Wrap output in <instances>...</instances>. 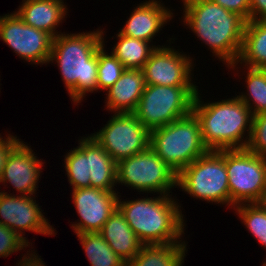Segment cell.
Returning a JSON list of instances; mask_svg holds the SVG:
<instances>
[{
  "mask_svg": "<svg viewBox=\"0 0 266 266\" xmlns=\"http://www.w3.org/2000/svg\"><path fill=\"white\" fill-rule=\"evenodd\" d=\"M103 30L58 34L53 38L48 63H57L62 81L74 105L97 91L98 49L105 44Z\"/></svg>",
  "mask_w": 266,
  "mask_h": 266,
  "instance_id": "1",
  "label": "cell"
},
{
  "mask_svg": "<svg viewBox=\"0 0 266 266\" xmlns=\"http://www.w3.org/2000/svg\"><path fill=\"white\" fill-rule=\"evenodd\" d=\"M183 24L205 43L226 67L238 61L246 20L211 0H182Z\"/></svg>",
  "mask_w": 266,
  "mask_h": 266,
  "instance_id": "2",
  "label": "cell"
},
{
  "mask_svg": "<svg viewBox=\"0 0 266 266\" xmlns=\"http://www.w3.org/2000/svg\"><path fill=\"white\" fill-rule=\"evenodd\" d=\"M199 94L197 90L192 111L200 122L202 140L208 150L245 149L253 119L250 109L237 96L204 103Z\"/></svg>",
  "mask_w": 266,
  "mask_h": 266,
  "instance_id": "3",
  "label": "cell"
},
{
  "mask_svg": "<svg viewBox=\"0 0 266 266\" xmlns=\"http://www.w3.org/2000/svg\"><path fill=\"white\" fill-rule=\"evenodd\" d=\"M171 196L159 194L128 201H121V196L118 197L117 208L143 244L183 241L184 214L180 204Z\"/></svg>",
  "mask_w": 266,
  "mask_h": 266,
  "instance_id": "4",
  "label": "cell"
},
{
  "mask_svg": "<svg viewBox=\"0 0 266 266\" xmlns=\"http://www.w3.org/2000/svg\"><path fill=\"white\" fill-rule=\"evenodd\" d=\"M150 148L177 175L209 151L203 143L200 122L193 111L151 130Z\"/></svg>",
  "mask_w": 266,
  "mask_h": 266,
  "instance_id": "5",
  "label": "cell"
},
{
  "mask_svg": "<svg viewBox=\"0 0 266 266\" xmlns=\"http://www.w3.org/2000/svg\"><path fill=\"white\" fill-rule=\"evenodd\" d=\"M177 186L191 197L230 206L225 150L208 151L177 176Z\"/></svg>",
  "mask_w": 266,
  "mask_h": 266,
  "instance_id": "6",
  "label": "cell"
},
{
  "mask_svg": "<svg viewBox=\"0 0 266 266\" xmlns=\"http://www.w3.org/2000/svg\"><path fill=\"white\" fill-rule=\"evenodd\" d=\"M198 86L146 85L133 114L150 131L193 110Z\"/></svg>",
  "mask_w": 266,
  "mask_h": 266,
  "instance_id": "7",
  "label": "cell"
},
{
  "mask_svg": "<svg viewBox=\"0 0 266 266\" xmlns=\"http://www.w3.org/2000/svg\"><path fill=\"white\" fill-rule=\"evenodd\" d=\"M117 184L138 192L168 195L177 187V174L149 147L117 162Z\"/></svg>",
  "mask_w": 266,
  "mask_h": 266,
  "instance_id": "8",
  "label": "cell"
},
{
  "mask_svg": "<svg viewBox=\"0 0 266 266\" xmlns=\"http://www.w3.org/2000/svg\"><path fill=\"white\" fill-rule=\"evenodd\" d=\"M230 206L255 203L266 188V157L245 149L225 150Z\"/></svg>",
  "mask_w": 266,
  "mask_h": 266,
  "instance_id": "9",
  "label": "cell"
},
{
  "mask_svg": "<svg viewBox=\"0 0 266 266\" xmlns=\"http://www.w3.org/2000/svg\"><path fill=\"white\" fill-rule=\"evenodd\" d=\"M107 124L91 136L118 161L150 147V130L133 113H114Z\"/></svg>",
  "mask_w": 266,
  "mask_h": 266,
  "instance_id": "10",
  "label": "cell"
},
{
  "mask_svg": "<svg viewBox=\"0 0 266 266\" xmlns=\"http://www.w3.org/2000/svg\"><path fill=\"white\" fill-rule=\"evenodd\" d=\"M0 39L21 60L36 65L48 64L53 37L45 31L26 25L15 11L0 16Z\"/></svg>",
  "mask_w": 266,
  "mask_h": 266,
  "instance_id": "11",
  "label": "cell"
},
{
  "mask_svg": "<svg viewBox=\"0 0 266 266\" xmlns=\"http://www.w3.org/2000/svg\"><path fill=\"white\" fill-rule=\"evenodd\" d=\"M35 198V195L15 196L5 190L0 192V223L13 230L29 245V240L23 237L25 230L48 236L56 234Z\"/></svg>",
  "mask_w": 266,
  "mask_h": 266,
  "instance_id": "12",
  "label": "cell"
},
{
  "mask_svg": "<svg viewBox=\"0 0 266 266\" xmlns=\"http://www.w3.org/2000/svg\"><path fill=\"white\" fill-rule=\"evenodd\" d=\"M172 47L162 45L151 53L142 69L146 85L196 86L193 59Z\"/></svg>",
  "mask_w": 266,
  "mask_h": 266,
  "instance_id": "13",
  "label": "cell"
},
{
  "mask_svg": "<svg viewBox=\"0 0 266 266\" xmlns=\"http://www.w3.org/2000/svg\"><path fill=\"white\" fill-rule=\"evenodd\" d=\"M118 193L94 187L72 189V202L80 216L71 225L74 233L99 232L117 208Z\"/></svg>",
  "mask_w": 266,
  "mask_h": 266,
  "instance_id": "14",
  "label": "cell"
},
{
  "mask_svg": "<svg viewBox=\"0 0 266 266\" xmlns=\"http://www.w3.org/2000/svg\"><path fill=\"white\" fill-rule=\"evenodd\" d=\"M21 142L9 155L0 183H8L19 195H36L43 168L42 160L35 156L31 146ZM40 176V177H39Z\"/></svg>",
  "mask_w": 266,
  "mask_h": 266,
  "instance_id": "15",
  "label": "cell"
},
{
  "mask_svg": "<svg viewBox=\"0 0 266 266\" xmlns=\"http://www.w3.org/2000/svg\"><path fill=\"white\" fill-rule=\"evenodd\" d=\"M132 11L119 33L146 42H153V37L174 17L160 0L142 2Z\"/></svg>",
  "mask_w": 266,
  "mask_h": 266,
  "instance_id": "16",
  "label": "cell"
},
{
  "mask_svg": "<svg viewBox=\"0 0 266 266\" xmlns=\"http://www.w3.org/2000/svg\"><path fill=\"white\" fill-rule=\"evenodd\" d=\"M20 5L15 12L26 25L45 31L53 38L61 34L56 29L68 15L63 0H23Z\"/></svg>",
  "mask_w": 266,
  "mask_h": 266,
  "instance_id": "17",
  "label": "cell"
},
{
  "mask_svg": "<svg viewBox=\"0 0 266 266\" xmlns=\"http://www.w3.org/2000/svg\"><path fill=\"white\" fill-rule=\"evenodd\" d=\"M141 69H125L121 77L106 92L105 106L113 113H133L145 88Z\"/></svg>",
  "mask_w": 266,
  "mask_h": 266,
  "instance_id": "18",
  "label": "cell"
},
{
  "mask_svg": "<svg viewBox=\"0 0 266 266\" xmlns=\"http://www.w3.org/2000/svg\"><path fill=\"white\" fill-rule=\"evenodd\" d=\"M78 143V147L88 157L90 187L116 191L117 163L91 135L81 137Z\"/></svg>",
  "mask_w": 266,
  "mask_h": 266,
  "instance_id": "19",
  "label": "cell"
},
{
  "mask_svg": "<svg viewBox=\"0 0 266 266\" xmlns=\"http://www.w3.org/2000/svg\"><path fill=\"white\" fill-rule=\"evenodd\" d=\"M98 233L126 264L137 255L143 245L118 208Z\"/></svg>",
  "mask_w": 266,
  "mask_h": 266,
  "instance_id": "20",
  "label": "cell"
},
{
  "mask_svg": "<svg viewBox=\"0 0 266 266\" xmlns=\"http://www.w3.org/2000/svg\"><path fill=\"white\" fill-rule=\"evenodd\" d=\"M240 62L243 68L266 69V21H246L242 49L236 63L228 69H235ZM245 63V64H244Z\"/></svg>",
  "mask_w": 266,
  "mask_h": 266,
  "instance_id": "21",
  "label": "cell"
},
{
  "mask_svg": "<svg viewBox=\"0 0 266 266\" xmlns=\"http://www.w3.org/2000/svg\"><path fill=\"white\" fill-rule=\"evenodd\" d=\"M187 244H143L137 255L126 266H183Z\"/></svg>",
  "mask_w": 266,
  "mask_h": 266,
  "instance_id": "22",
  "label": "cell"
},
{
  "mask_svg": "<svg viewBox=\"0 0 266 266\" xmlns=\"http://www.w3.org/2000/svg\"><path fill=\"white\" fill-rule=\"evenodd\" d=\"M118 42L111 53L123 64L126 69H143L145 63L150 58L151 53L160 45H150L140 39L130 36L116 34Z\"/></svg>",
  "mask_w": 266,
  "mask_h": 266,
  "instance_id": "23",
  "label": "cell"
},
{
  "mask_svg": "<svg viewBox=\"0 0 266 266\" xmlns=\"http://www.w3.org/2000/svg\"><path fill=\"white\" fill-rule=\"evenodd\" d=\"M76 236L91 266H126L98 232L79 233Z\"/></svg>",
  "mask_w": 266,
  "mask_h": 266,
  "instance_id": "24",
  "label": "cell"
},
{
  "mask_svg": "<svg viewBox=\"0 0 266 266\" xmlns=\"http://www.w3.org/2000/svg\"><path fill=\"white\" fill-rule=\"evenodd\" d=\"M246 74L247 92L237 97L250 109L253 116L266 113V69L249 68Z\"/></svg>",
  "mask_w": 266,
  "mask_h": 266,
  "instance_id": "25",
  "label": "cell"
},
{
  "mask_svg": "<svg viewBox=\"0 0 266 266\" xmlns=\"http://www.w3.org/2000/svg\"><path fill=\"white\" fill-rule=\"evenodd\" d=\"M69 151L64 158V168L71 188L90 187L88 157L78 146Z\"/></svg>",
  "mask_w": 266,
  "mask_h": 266,
  "instance_id": "26",
  "label": "cell"
},
{
  "mask_svg": "<svg viewBox=\"0 0 266 266\" xmlns=\"http://www.w3.org/2000/svg\"><path fill=\"white\" fill-rule=\"evenodd\" d=\"M233 210L246 229L266 248V212L256 203L239 204Z\"/></svg>",
  "mask_w": 266,
  "mask_h": 266,
  "instance_id": "27",
  "label": "cell"
},
{
  "mask_svg": "<svg viewBox=\"0 0 266 266\" xmlns=\"http://www.w3.org/2000/svg\"><path fill=\"white\" fill-rule=\"evenodd\" d=\"M103 44L98 49V80L97 91H107L121 77L126 69L123 64L112 54L104 50Z\"/></svg>",
  "mask_w": 266,
  "mask_h": 266,
  "instance_id": "28",
  "label": "cell"
},
{
  "mask_svg": "<svg viewBox=\"0 0 266 266\" xmlns=\"http://www.w3.org/2000/svg\"><path fill=\"white\" fill-rule=\"evenodd\" d=\"M246 149L266 157V113L253 116L251 134Z\"/></svg>",
  "mask_w": 266,
  "mask_h": 266,
  "instance_id": "29",
  "label": "cell"
},
{
  "mask_svg": "<svg viewBox=\"0 0 266 266\" xmlns=\"http://www.w3.org/2000/svg\"><path fill=\"white\" fill-rule=\"evenodd\" d=\"M29 247L13 230L0 223V258Z\"/></svg>",
  "mask_w": 266,
  "mask_h": 266,
  "instance_id": "30",
  "label": "cell"
},
{
  "mask_svg": "<svg viewBox=\"0 0 266 266\" xmlns=\"http://www.w3.org/2000/svg\"><path fill=\"white\" fill-rule=\"evenodd\" d=\"M0 135V178L2 176L4 167L8 161L11 152L22 142L21 139L16 136L7 134V136L1 137Z\"/></svg>",
  "mask_w": 266,
  "mask_h": 266,
  "instance_id": "31",
  "label": "cell"
},
{
  "mask_svg": "<svg viewBox=\"0 0 266 266\" xmlns=\"http://www.w3.org/2000/svg\"><path fill=\"white\" fill-rule=\"evenodd\" d=\"M226 10L238 13L246 21L250 20V0H211Z\"/></svg>",
  "mask_w": 266,
  "mask_h": 266,
  "instance_id": "32",
  "label": "cell"
},
{
  "mask_svg": "<svg viewBox=\"0 0 266 266\" xmlns=\"http://www.w3.org/2000/svg\"><path fill=\"white\" fill-rule=\"evenodd\" d=\"M250 20L266 21V0H250Z\"/></svg>",
  "mask_w": 266,
  "mask_h": 266,
  "instance_id": "33",
  "label": "cell"
},
{
  "mask_svg": "<svg viewBox=\"0 0 266 266\" xmlns=\"http://www.w3.org/2000/svg\"><path fill=\"white\" fill-rule=\"evenodd\" d=\"M31 252V253H30ZM18 266H46L42 259L34 251H27V255L24 254L22 260L17 263Z\"/></svg>",
  "mask_w": 266,
  "mask_h": 266,
  "instance_id": "34",
  "label": "cell"
},
{
  "mask_svg": "<svg viewBox=\"0 0 266 266\" xmlns=\"http://www.w3.org/2000/svg\"><path fill=\"white\" fill-rule=\"evenodd\" d=\"M255 203L266 212V188L262 191Z\"/></svg>",
  "mask_w": 266,
  "mask_h": 266,
  "instance_id": "35",
  "label": "cell"
}]
</instances>
